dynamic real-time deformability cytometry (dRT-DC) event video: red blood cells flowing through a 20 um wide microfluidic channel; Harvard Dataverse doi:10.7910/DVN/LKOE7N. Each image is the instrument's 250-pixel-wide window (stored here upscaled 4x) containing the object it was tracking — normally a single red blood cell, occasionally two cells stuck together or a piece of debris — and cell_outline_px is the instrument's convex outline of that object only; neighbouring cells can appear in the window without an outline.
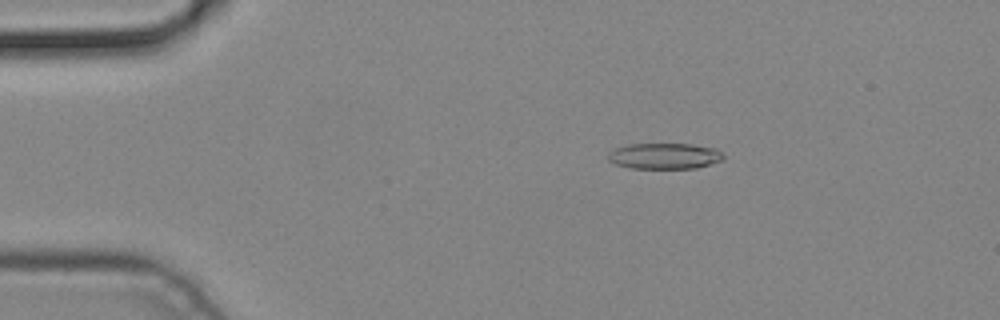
{"species": "common noctule bat (a hibernating species)", "species_latin": "Nyctalus noctula", "temperature_condition": "cold", "stored_images_in_passage": 5, "camera_frame_rate_fps": 3000, "um_per_image_px": 0.085, "animal": {"sex": "male", "body_mass_g": 19.2, "forearm_length_mm": 51.8}, "frame": {"image": 1, "passage_image": 1, "time_ms": 0.0, "image_size_px": [1000, 320], "cell_outline_px": [[724, 160], [696, 168], [632, 168], [616, 164], [608, 160], [608, 152], [616, 148], [628, 144], [692, 144], [716, 148], [724, 156]], "centroid_in_image_um": [56.5, 13.26], "position_along_channel_um": 28.5, "area_um2": 17.4}}
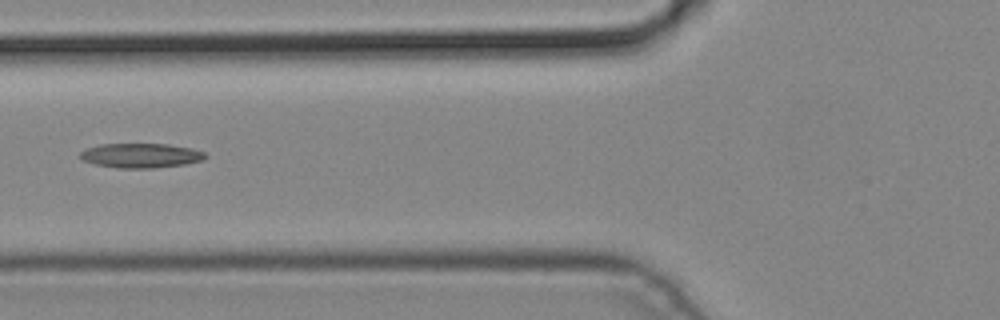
{"frame": {"image": 2, "passage_image": 4, "time_ms": 1.0, "image_size_px": [1000, 320], "cell_outline_px": [[208, 156], [204, 160], [184, 164], [156, 168], [116, 168], [96, 164], [84, 160], [80, 156], [80, 152], [84, 148], [100, 144], [168, 144], [192, 148], [204, 152]], "centroid_in_image_um": [11.99, 13.22], "position_along_channel_um": 113.8, "area_um2": 17.98}}
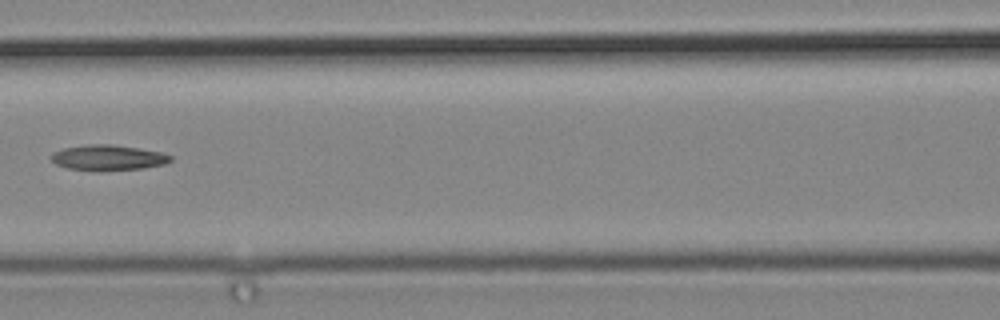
{"frame": {"image": 3, "passage_image": 5, "time_ms": 1.333, "image_size_px": [1000, 320], "cell_outline_px": [[172, 160], [164, 164], [144, 168], [68, 168], [56, 164], [52, 160], [52, 152], [64, 148], [84, 144], [112, 144], [140, 148], [160, 152], [172, 156]], "centroid_in_image_um": [9.21, 13.34], "position_along_channel_um": 157.4, "area_um2": 16.88}}